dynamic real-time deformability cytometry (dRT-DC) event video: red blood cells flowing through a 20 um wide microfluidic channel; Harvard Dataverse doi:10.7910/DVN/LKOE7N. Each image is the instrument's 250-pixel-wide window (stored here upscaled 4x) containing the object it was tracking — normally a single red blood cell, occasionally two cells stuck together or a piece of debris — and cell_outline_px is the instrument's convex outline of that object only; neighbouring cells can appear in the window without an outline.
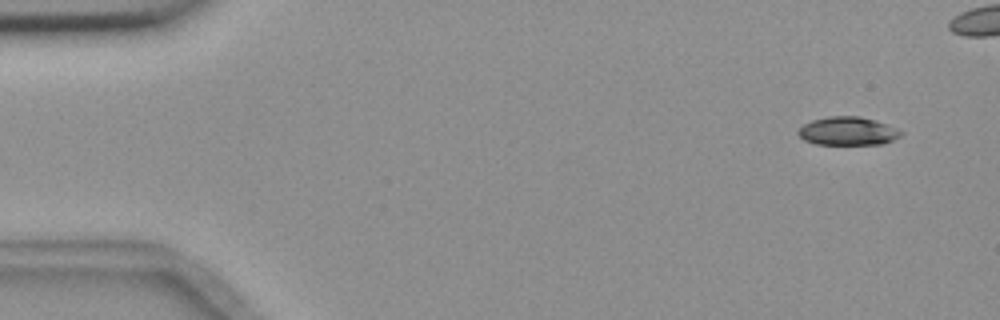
{"species": "common noctule bat (a hibernating species)", "species_latin": "Nyctalus noctula", "temperature_condition": "room temperature", "stored_images_in_passage": 6, "camera_frame_rate_fps": 3000, "um_per_image_px": 0.085, "animal": {"sex": "female", "body_mass_g": 18.4}, "frame": {"image": 1, "passage_image": 1, "time_ms": 0.0, "image_size_px": [1000, 320], "cell_outline_px": [[904, 132], [900, 136], [884, 144], [816, 144], [804, 140], [796, 132], [804, 124], [812, 120], [828, 116], [860, 116], [876, 120]], "centroid_in_image_um": [72.05, 11.14], "position_along_channel_um": 12.9, "area_um2": 16.94}}